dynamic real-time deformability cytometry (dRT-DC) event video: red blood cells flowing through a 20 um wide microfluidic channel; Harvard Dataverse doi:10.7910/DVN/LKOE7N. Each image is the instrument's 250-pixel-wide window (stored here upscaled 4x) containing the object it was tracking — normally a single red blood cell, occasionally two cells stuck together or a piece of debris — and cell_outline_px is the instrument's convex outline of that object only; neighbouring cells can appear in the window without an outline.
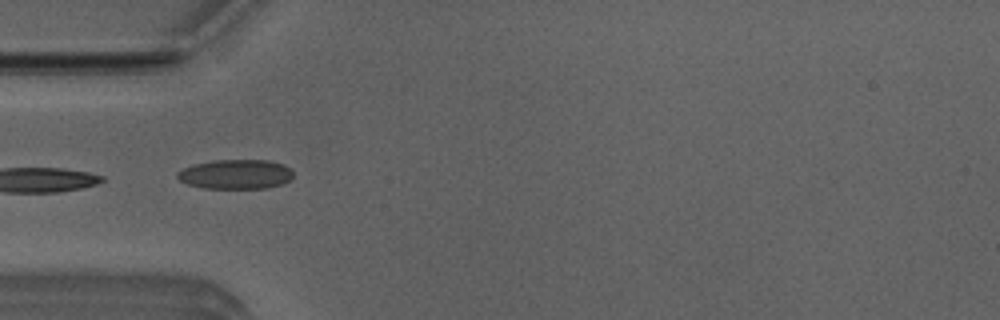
{"species": "Egyptian fruit bat (a non-hibernating species)", "species_latin": "Rousettus aegyptiacus", "temperature_condition": "room temperature", "stored_images_in_passage": 7, "camera_frame_rate_fps": 3000, "um_per_image_px": 0.085, "animal": {"sex": "male"}, "frame": {"image": 1, "passage_image": 4, "time_ms": 1.0, "image_size_px": [1000, 320], "cell_outline_px": [[292, 176], [284, 184], [268, 188], [204, 188], [188, 184], [180, 180], [176, 176], [176, 172], [184, 168], [196, 164], [212, 160], [268, 160], [284, 164], [292, 172]], "centroid_in_image_um": [20.04, 14.81], "position_along_channel_um": 65.0, "area_um2": 19.88}}
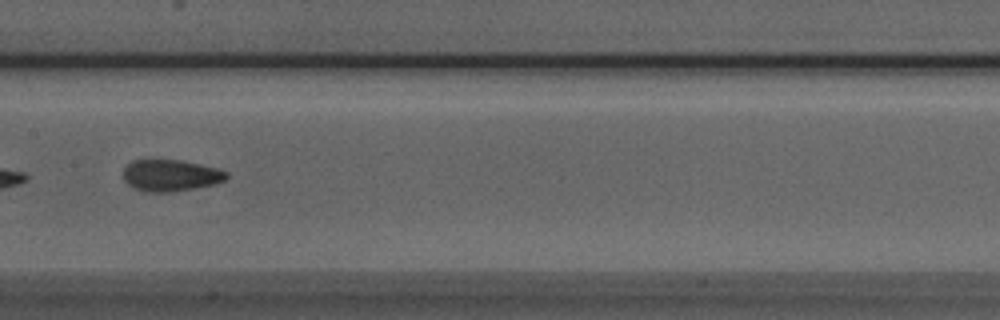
{"frame": {"image": 2, "passage_image": 7, "time_ms": 2.0, "image_size_px": [1000, 320], "cell_outline_px": [[228, 176], [224, 180], [216, 184], [168, 192], [144, 192], [128, 184], [124, 180], [124, 168], [132, 160], [180, 160], [220, 168], [228, 172]], "centroid_in_image_um": [14.53, 14.9], "position_along_channel_um": 192.9, "area_um2": 18.96}}